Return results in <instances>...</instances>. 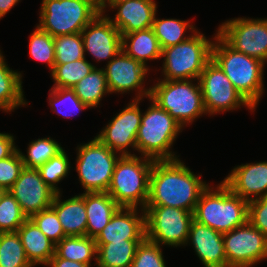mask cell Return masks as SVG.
Masks as SVG:
<instances>
[{
  "mask_svg": "<svg viewBox=\"0 0 267 267\" xmlns=\"http://www.w3.org/2000/svg\"><path fill=\"white\" fill-rule=\"evenodd\" d=\"M198 80L205 110L210 116L220 112L236 110L241 106L247 107L252 112L255 111L213 59L206 64Z\"/></svg>",
  "mask_w": 267,
  "mask_h": 267,
  "instance_id": "cell-11",
  "label": "cell"
},
{
  "mask_svg": "<svg viewBox=\"0 0 267 267\" xmlns=\"http://www.w3.org/2000/svg\"><path fill=\"white\" fill-rule=\"evenodd\" d=\"M106 68H102L106 76L107 85L111 93H127L138 90L134 99L150 97L151 88H145L144 78H146L149 67L144 66L139 61L128 56L123 50L110 61Z\"/></svg>",
  "mask_w": 267,
  "mask_h": 267,
  "instance_id": "cell-15",
  "label": "cell"
},
{
  "mask_svg": "<svg viewBox=\"0 0 267 267\" xmlns=\"http://www.w3.org/2000/svg\"><path fill=\"white\" fill-rule=\"evenodd\" d=\"M22 74L9 68L0 50V109L12 112L27 105L22 89Z\"/></svg>",
  "mask_w": 267,
  "mask_h": 267,
  "instance_id": "cell-26",
  "label": "cell"
},
{
  "mask_svg": "<svg viewBox=\"0 0 267 267\" xmlns=\"http://www.w3.org/2000/svg\"><path fill=\"white\" fill-rule=\"evenodd\" d=\"M29 55L36 61L46 63L52 72L55 67L54 37L36 26L29 38Z\"/></svg>",
  "mask_w": 267,
  "mask_h": 267,
  "instance_id": "cell-36",
  "label": "cell"
},
{
  "mask_svg": "<svg viewBox=\"0 0 267 267\" xmlns=\"http://www.w3.org/2000/svg\"><path fill=\"white\" fill-rule=\"evenodd\" d=\"M96 66L86 58L65 64H55L50 73L56 88H73L82 78L86 77Z\"/></svg>",
  "mask_w": 267,
  "mask_h": 267,
  "instance_id": "cell-31",
  "label": "cell"
},
{
  "mask_svg": "<svg viewBox=\"0 0 267 267\" xmlns=\"http://www.w3.org/2000/svg\"><path fill=\"white\" fill-rule=\"evenodd\" d=\"M91 4L99 13H102L105 0H83Z\"/></svg>",
  "mask_w": 267,
  "mask_h": 267,
  "instance_id": "cell-46",
  "label": "cell"
},
{
  "mask_svg": "<svg viewBox=\"0 0 267 267\" xmlns=\"http://www.w3.org/2000/svg\"><path fill=\"white\" fill-rule=\"evenodd\" d=\"M149 101L152 104L144 113L142 112L141 125L136 137L137 151L142 157L154 161L178 159L171 146L183 127L154 101Z\"/></svg>",
  "mask_w": 267,
  "mask_h": 267,
  "instance_id": "cell-4",
  "label": "cell"
},
{
  "mask_svg": "<svg viewBox=\"0 0 267 267\" xmlns=\"http://www.w3.org/2000/svg\"><path fill=\"white\" fill-rule=\"evenodd\" d=\"M140 101L139 99H133L96 136L110 150L121 156L136 155L131 154L128 147L137 150L136 137L142 117L139 108Z\"/></svg>",
  "mask_w": 267,
  "mask_h": 267,
  "instance_id": "cell-14",
  "label": "cell"
},
{
  "mask_svg": "<svg viewBox=\"0 0 267 267\" xmlns=\"http://www.w3.org/2000/svg\"><path fill=\"white\" fill-rule=\"evenodd\" d=\"M218 34L235 50L267 62V18H233L218 27Z\"/></svg>",
  "mask_w": 267,
  "mask_h": 267,
  "instance_id": "cell-12",
  "label": "cell"
},
{
  "mask_svg": "<svg viewBox=\"0 0 267 267\" xmlns=\"http://www.w3.org/2000/svg\"><path fill=\"white\" fill-rule=\"evenodd\" d=\"M222 182L247 202L266 196L267 161L235 166Z\"/></svg>",
  "mask_w": 267,
  "mask_h": 267,
  "instance_id": "cell-18",
  "label": "cell"
},
{
  "mask_svg": "<svg viewBox=\"0 0 267 267\" xmlns=\"http://www.w3.org/2000/svg\"><path fill=\"white\" fill-rule=\"evenodd\" d=\"M130 267H166L161 246L145 238L138 245Z\"/></svg>",
  "mask_w": 267,
  "mask_h": 267,
  "instance_id": "cell-39",
  "label": "cell"
},
{
  "mask_svg": "<svg viewBox=\"0 0 267 267\" xmlns=\"http://www.w3.org/2000/svg\"><path fill=\"white\" fill-rule=\"evenodd\" d=\"M49 92L48 101L52 109L51 111L62 115L63 118L71 117L75 110L78 113V111L90 109L77 97L72 88L52 87Z\"/></svg>",
  "mask_w": 267,
  "mask_h": 267,
  "instance_id": "cell-34",
  "label": "cell"
},
{
  "mask_svg": "<svg viewBox=\"0 0 267 267\" xmlns=\"http://www.w3.org/2000/svg\"><path fill=\"white\" fill-rule=\"evenodd\" d=\"M122 35L121 50L148 67V60L161 58L162 49L152 28Z\"/></svg>",
  "mask_w": 267,
  "mask_h": 267,
  "instance_id": "cell-25",
  "label": "cell"
},
{
  "mask_svg": "<svg viewBox=\"0 0 267 267\" xmlns=\"http://www.w3.org/2000/svg\"><path fill=\"white\" fill-rule=\"evenodd\" d=\"M8 191L20 204L27 218L50 208L57 194L44 182L38 169L26 167L21 170L18 179Z\"/></svg>",
  "mask_w": 267,
  "mask_h": 267,
  "instance_id": "cell-16",
  "label": "cell"
},
{
  "mask_svg": "<svg viewBox=\"0 0 267 267\" xmlns=\"http://www.w3.org/2000/svg\"><path fill=\"white\" fill-rule=\"evenodd\" d=\"M12 134L0 133V160L9 157L16 149Z\"/></svg>",
  "mask_w": 267,
  "mask_h": 267,
  "instance_id": "cell-43",
  "label": "cell"
},
{
  "mask_svg": "<svg viewBox=\"0 0 267 267\" xmlns=\"http://www.w3.org/2000/svg\"><path fill=\"white\" fill-rule=\"evenodd\" d=\"M63 149L61 144L50 137L31 141L28 144L27 155L23 154L18 148L24 167L34 169H38Z\"/></svg>",
  "mask_w": 267,
  "mask_h": 267,
  "instance_id": "cell-33",
  "label": "cell"
},
{
  "mask_svg": "<svg viewBox=\"0 0 267 267\" xmlns=\"http://www.w3.org/2000/svg\"><path fill=\"white\" fill-rule=\"evenodd\" d=\"M190 21L179 19H158L155 15L152 29L158 39L161 49L180 44L186 41L191 35L186 36V30L195 32L196 29ZM185 35V36H184Z\"/></svg>",
  "mask_w": 267,
  "mask_h": 267,
  "instance_id": "cell-30",
  "label": "cell"
},
{
  "mask_svg": "<svg viewBox=\"0 0 267 267\" xmlns=\"http://www.w3.org/2000/svg\"><path fill=\"white\" fill-rule=\"evenodd\" d=\"M146 238L167 246H185L193 212L170 206H146Z\"/></svg>",
  "mask_w": 267,
  "mask_h": 267,
  "instance_id": "cell-10",
  "label": "cell"
},
{
  "mask_svg": "<svg viewBox=\"0 0 267 267\" xmlns=\"http://www.w3.org/2000/svg\"><path fill=\"white\" fill-rule=\"evenodd\" d=\"M24 164L18 148L7 158L0 160V187L9 190L18 179Z\"/></svg>",
  "mask_w": 267,
  "mask_h": 267,
  "instance_id": "cell-41",
  "label": "cell"
},
{
  "mask_svg": "<svg viewBox=\"0 0 267 267\" xmlns=\"http://www.w3.org/2000/svg\"><path fill=\"white\" fill-rule=\"evenodd\" d=\"M126 1H129V0H105L104 5L117 4V3H122V2H126Z\"/></svg>",
  "mask_w": 267,
  "mask_h": 267,
  "instance_id": "cell-47",
  "label": "cell"
},
{
  "mask_svg": "<svg viewBox=\"0 0 267 267\" xmlns=\"http://www.w3.org/2000/svg\"><path fill=\"white\" fill-rule=\"evenodd\" d=\"M197 31L192 32L186 41L162 49L163 79L158 80L199 79L206 64L212 59L214 40L207 39L204 34Z\"/></svg>",
  "mask_w": 267,
  "mask_h": 267,
  "instance_id": "cell-7",
  "label": "cell"
},
{
  "mask_svg": "<svg viewBox=\"0 0 267 267\" xmlns=\"http://www.w3.org/2000/svg\"><path fill=\"white\" fill-rule=\"evenodd\" d=\"M120 207L110 222L95 238L96 244L146 238V215L144 209Z\"/></svg>",
  "mask_w": 267,
  "mask_h": 267,
  "instance_id": "cell-19",
  "label": "cell"
},
{
  "mask_svg": "<svg viewBox=\"0 0 267 267\" xmlns=\"http://www.w3.org/2000/svg\"><path fill=\"white\" fill-rule=\"evenodd\" d=\"M98 14L83 0H42L37 26L52 37L80 33Z\"/></svg>",
  "mask_w": 267,
  "mask_h": 267,
  "instance_id": "cell-9",
  "label": "cell"
},
{
  "mask_svg": "<svg viewBox=\"0 0 267 267\" xmlns=\"http://www.w3.org/2000/svg\"><path fill=\"white\" fill-rule=\"evenodd\" d=\"M213 39L212 59L243 98L256 109L264 93L265 63L235 50L218 34V30Z\"/></svg>",
  "mask_w": 267,
  "mask_h": 267,
  "instance_id": "cell-2",
  "label": "cell"
},
{
  "mask_svg": "<svg viewBox=\"0 0 267 267\" xmlns=\"http://www.w3.org/2000/svg\"><path fill=\"white\" fill-rule=\"evenodd\" d=\"M248 211L249 202L221 181L215 189L208 186L201 193L193 216L197 222L224 234L247 223Z\"/></svg>",
  "mask_w": 267,
  "mask_h": 267,
  "instance_id": "cell-3",
  "label": "cell"
},
{
  "mask_svg": "<svg viewBox=\"0 0 267 267\" xmlns=\"http://www.w3.org/2000/svg\"><path fill=\"white\" fill-rule=\"evenodd\" d=\"M150 97L167 111L183 128L207 114L199 80H160L151 86Z\"/></svg>",
  "mask_w": 267,
  "mask_h": 267,
  "instance_id": "cell-6",
  "label": "cell"
},
{
  "mask_svg": "<svg viewBox=\"0 0 267 267\" xmlns=\"http://www.w3.org/2000/svg\"><path fill=\"white\" fill-rule=\"evenodd\" d=\"M84 51L110 62L121 50L122 35L107 15L99 13L82 31Z\"/></svg>",
  "mask_w": 267,
  "mask_h": 267,
  "instance_id": "cell-17",
  "label": "cell"
},
{
  "mask_svg": "<svg viewBox=\"0 0 267 267\" xmlns=\"http://www.w3.org/2000/svg\"><path fill=\"white\" fill-rule=\"evenodd\" d=\"M26 256L33 266L46 265L55 254V244L28 218L18 229Z\"/></svg>",
  "mask_w": 267,
  "mask_h": 267,
  "instance_id": "cell-23",
  "label": "cell"
},
{
  "mask_svg": "<svg viewBox=\"0 0 267 267\" xmlns=\"http://www.w3.org/2000/svg\"><path fill=\"white\" fill-rule=\"evenodd\" d=\"M142 158V159H141ZM154 160L136 155L120 156L107 193L120 207L144 209Z\"/></svg>",
  "mask_w": 267,
  "mask_h": 267,
  "instance_id": "cell-5",
  "label": "cell"
},
{
  "mask_svg": "<svg viewBox=\"0 0 267 267\" xmlns=\"http://www.w3.org/2000/svg\"><path fill=\"white\" fill-rule=\"evenodd\" d=\"M0 267H34L17 232L0 233Z\"/></svg>",
  "mask_w": 267,
  "mask_h": 267,
  "instance_id": "cell-32",
  "label": "cell"
},
{
  "mask_svg": "<svg viewBox=\"0 0 267 267\" xmlns=\"http://www.w3.org/2000/svg\"><path fill=\"white\" fill-rule=\"evenodd\" d=\"M55 64H65L85 58L83 39L80 33L54 37Z\"/></svg>",
  "mask_w": 267,
  "mask_h": 267,
  "instance_id": "cell-35",
  "label": "cell"
},
{
  "mask_svg": "<svg viewBox=\"0 0 267 267\" xmlns=\"http://www.w3.org/2000/svg\"><path fill=\"white\" fill-rule=\"evenodd\" d=\"M119 208L107 192L85 193L86 236L96 238Z\"/></svg>",
  "mask_w": 267,
  "mask_h": 267,
  "instance_id": "cell-24",
  "label": "cell"
},
{
  "mask_svg": "<svg viewBox=\"0 0 267 267\" xmlns=\"http://www.w3.org/2000/svg\"><path fill=\"white\" fill-rule=\"evenodd\" d=\"M45 266H48V267L49 266L50 267H91L92 265L79 263L76 261H71L65 258H60L54 254V256L50 259V261Z\"/></svg>",
  "mask_w": 267,
  "mask_h": 267,
  "instance_id": "cell-44",
  "label": "cell"
},
{
  "mask_svg": "<svg viewBox=\"0 0 267 267\" xmlns=\"http://www.w3.org/2000/svg\"><path fill=\"white\" fill-rule=\"evenodd\" d=\"M68 158L67 153L63 149L38 168L44 182L57 193L61 192V190L56 187L57 184L62 181L63 178L67 177L71 169V162H69L70 160Z\"/></svg>",
  "mask_w": 267,
  "mask_h": 267,
  "instance_id": "cell-37",
  "label": "cell"
},
{
  "mask_svg": "<svg viewBox=\"0 0 267 267\" xmlns=\"http://www.w3.org/2000/svg\"><path fill=\"white\" fill-rule=\"evenodd\" d=\"M7 191H8L7 189L0 187V201L2 200Z\"/></svg>",
  "mask_w": 267,
  "mask_h": 267,
  "instance_id": "cell-48",
  "label": "cell"
},
{
  "mask_svg": "<svg viewBox=\"0 0 267 267\" xmlns=\"http://www.w3.org/2000/svg\"><path fill=\"white\" fill-rule=\"evenodd\" d=\"M227 267H252L267 259V237L249 221L223 234Z\"/></svg>",
  "mask_w": 267,
  "mask_h": 267,
  "instance_id": "cell-13",
  "label": "cell"
},
{
  "mask_svg": "<svg viewBox=\"0 0 267 267\" xmlns=\"http://www.w3.org/2000/svg\"><path fill=\"white\" fill-rule=\"evenodd\" d=\"M143 240H123L96 244V267H130L138 245Z\"/></svg>",
  "mask_w": 267,
  "mask_h": 267,
  "instance_id": "cell-27",
  "label": "cell"
},
{
  "mask_svg": "<svg viewBox=\"0 0 267 267\" xmlns=\"http://www.w3.org/2000/svg\"><path fill=\"white\" fill-rule=\"evenodd\" d=\"M188 243L193 245L204 267H227L223 234L193 219L186 245Z\"/></svg>",
  "mask_w": 267,
  "mask_h": 267,
  "instance_id": "cell-21",
  "label": "cell"
},
{
  "mask_svg": "<svg viewBox=\"0 0 267 267\" xmlns=\"http://www.w3.org/2000/svg\"><path fill=\"white\" fill-rule=\"evenodd\" d=\"M248 221L267 237V195L249 202Z\"/></svg>",
  "mask_w": 267,
  "mask_h": 267,
  "instance_id": "cell-42",
  "label": "cell"
},
{
  "mask_svg": "<svg viewBox=\"0 0 267 267\" xmlns=\"http://www.w3.org/2000/svg\"><path fill=\"white\" fill-rule=\"evenodd\" d=\"M27 219L20 204L10 191H7L0 201V233L17 232Z\"/></svg>",
  "mask_w": 267,
  "mask_h": 267,
  "instance_id": "cell-38",
  "label": "cell"
},
{
  "mask_svg": "<svg viewBox=\"0 0 267 267\" xmlns=\"http://www.w3.org/2000/svg\"><path fill=\"white\" fill-rule=\"evenodd\" d=\"M30 219L55 245L66 237L57 214L51 207L33 214Z\"/></svg>",
  "mask_w": 267,
  "mask_h": 267,
  "instance_id": "cell-40",
  "label": "cell"
},
{
  "mask_svg": "<svg viewBox=\"0 0 267 267\" xmlns=\"http://www.w3.org/2000/svg\"><path fill=\"white\" fill-rule=\"evenodd\" d=\"M72 89L89 108L98 107L102 97L110 93L104 71L97 67L82 78Z\"/></svg>",
  "mask_w": 267,
  "mask_h": 267,
  "instance_id": "cell-29",
  "label": "cell"
},
{
  "mask_svg": "<svg viewBox=\"0 0 267 267\" xmlns=\"http://www.w3.org/2000/svg\"><path fill=\"white\" fill-rule=\"evenodd\" d=\"M107 7L117 9L115 18L107 17L121 34L152 28L154 17L158 11L154 0H129L122 3L104 5L102 14L105 13Z\"/></svg>",
  "mask_w": 267,
  "mask_h": 267,
  "instance_id": "cell-20",
  "label": "cell"
},
{
  "mask_svg": "<svg viewBox=\"0 0 267 267\" xmlns=\"http://www.w3.org/2000/svg\"><path fill=\"white\" fill-rule=\"evenodd\" d=\"M181 160L154 161L146 206H170L195 210L201 193L209 186Z\"/></svg>",
  "mask_w": 267,
  "mask_h": 267,
  "instance_id": "cell-1",
  "label": "cell"
},
{
  "mask_svg": "<svg viewBox=\"0 0 267 267\" xmlns=\"http://www.w3.org/2000/svg\"><path fill=\"white\" fill-rule=\"evenodd\" d=\"M55 255L79 263L90 264L97 255L95 238L88 236H66L55 245Z\"/></svg>",
  "mask_w": 267,
  "mask_h": 267,
  "instance_id": "cell-28",
  "label": "cell"
},
{
  "mask_svg": "<svg viewBox=\"0 0 267 267\" xmlns=\"http://www.w3.org/2000/svg\"><path fill=\"white\" fill-rule=\"evenodd\" d=\"M60 199L61 192L56 194L51 208L56 212L65 236H86L85 193L64 201Z\"/></svg>",
  "mask_w": 267,
  "mask_h": 267,
  "instance_id": "cell-22",
  "label": "cell"
},
{
  "mask_svg": "<svg viewBox=\"0 0 267 267\" xmlns=\"http://www.w3.org/2000/svg\"><path fill=\"white\" fill-rule=\"evenodd\" d=\"M120 156L96 136L88 143L77 146L75 169L84 193L107 192Z\"/></svg>",
  "mask_w": 267,
  "mask_h": 267,
  "instance_id": "cell-8",
  "label": "cell"
},
{
  "mask_svg": "<svg viewBox=\"0 0 267 267\" xmlns=\"http://www.w3.org/2000/svg\"><path fill=\"white\" fill-rule=\"evenodd\" d=\"M20 0H0V19H2Z\"/></svg>",
  "mask_w": 267,
  "mask_h": 267,
  "instance_id": "cell-45",
  "label": "cell"
}]
</instances>
